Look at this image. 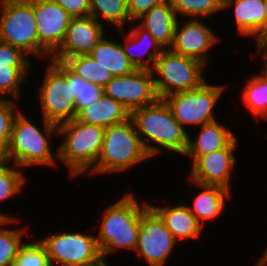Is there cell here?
I'll return each mask as SVG.
<instances>
[{"mask_svg": "<svg viewBox=\"0 0 267 266\" xmlns=\"http://www.w3.org/2000/svg\"><path fill=\"white\" fill-rule=\"evenodd\" d=\"M130 118L150 158L160 154L163 149L184 155L189 133L174 118L163 99L133 110Z\"/></svg>", "mask_w": 267, "mask_h": 266, "instance_id": "obj_1", "label": "cell"}, {"mask_svg": "<svg viewBox=\"0 0 267 266\" xmlns=\"http://www.w3.org/2000/svg\"><path fill=\"white\" fill-rule=\"evenodd\" d=\"M148 206V202L143 201L142 204L127 193L105 208L100 220V231L96 235L103 260L118 251V248L132 251L136 249L141 215Z\"/></svg>", "mask_w": 267, "mask_h": 266, "instance_id": "obj_2", "label": "cell"}, {"mask_svg": "<svg viewBox=\"0 0 267 266\" xmlns=\"http://www.w3.org/2000/svg\"><path fill=\"white\" fill-rule=\"evenodd\" d=\"M43 120V130L19 111L15 117L11 137L7 144V161L23 167L53 166L58 160V150L51 152V138L58 134V125ZM55 133V134H54ZM53 135V136H52Z\"/></svg>", "mask_w": 267, "mask_h": 266, "instance_id": "obj_3", "label": "cell"}, {"mask_svg": "<svg viewBox=\"0 0 267 266\" xmlns=\"http://www.w3.org/2000/svg\"><path fill=\"white\" fill-rule=\"evenodd\" d=\"M104 133V127L86 124L76 119L58 124L57 136L63 138V142L57 148L58 161L67 166L70 177L82 176L96 165Z\"/></svg>", "mask_w": 267, "mask_h": 266, "instance_id": "obj_4", "label": "cell"}, {"mask_svg": "<svg viewBox=\"0 0 267 266\" xmlns=\"http://www.w3.org/2000/svg\"><path fill=\"white\" fill-rule=\"evenodd\" d=\"M150 159L131 118L105 128L102 148L96 165L87 173L99 175L122 173Z\"/></svg>", "mask_w": 267, "mask_h": 266, "instance_id": "obj_5", "label": "cell"}, {"mask_svg": "<svg viewBox=\"0 0 267 266\" xmlns=\"http://www.w3.org/2000/svg\"><path fill=\"white\" fill-rule=\"evenodd\" d=\"M206 67L194 58L165 49L151 70L158 98L198 88L206 81L203 72Z\"/></svg>", "mask_w": 267, "mask_h": 266, "instance_id": "obj_6", "label": "cell"}, {"mask_svg": "<svg viewBox=\"0 0 267 266\" xmlns=\"http://www.w3.org/2000/svg\"><path fill=\"white\" fill-rule=\"evenodd\" d=\"M0 40L39 58L32 0H0Z\"/></svg>", "mask_w": 267, "mask_h": 266, "instance_id": "obj_7", "label": "cell"}, {"mask_svg": "<svg viewBox=\"0 0 267 266\" xmlns=\"http://www.w3.org/2000/svg\"><path fill=\"white\" fill-rule=\"evenodd\" d=\"M226 88L204 82L196 89L171 94L163 100L169 106L174 118L186 130L185 126H202L217 118L214 109Z\"/></svg>", "mask_w": 267, "mask_h": 266, "instance_id": "obj_8", "label": "cell"}, {"mask_svg": "<svg viewBox=\"0 0 267 266\" xmlns=\"http://www.w3.org/2000/svg\"><path fill=\"white\" fill-rule=\"evenodd\" d=\"M40 241L46 248L50 266H94L103 260L96 235L62 231Z\"/></svg>", "mask_w": 267, "mask_h": 266, "instance_id": "obj_9", "label": "cell"}, {"mask_svg": "<svg viewBox=\"0 0 267 266\" xmlns=\"http://www.w3.org/2000/svg\"><path fill=\"white\" fill-rule=\"evenodd\" d=\"M42 82L38 95L42 118L57 125L75 119V96L67 77L51 61Z\"/></svg>", "mask_w": 267, "mask_h": 266, "instance_id": "obj_10", "label": "cell"}, {"mask_svg": "<svg viewBox=\"0 0 267 266\" xmlns=\"http://www.w3.org/2000/svg\"><path fill=\"white\" fill-rule=\"evenodd\" d=\"M176 244L162 218L149 205L141 215L136 255L150 266H165Z\"/></svg>", "mask_w": 267, "mask_h": 266, "instance_id": "obj_11", "label": "cell"}, {"mask_svg": "<svg viewBox=\"0 0 267 266\" xmlns=\"http://www.w3.org/2000/svg\"><path fill=\"white\" fill-rule=\"evenodd\" d=\"M103 93L120 102L131 113L133 110L154 104L159 98L151 70L136 69L132 73L113 77Z\"/></svg>", "mask_w": 267, "mask_h": 266, "instance_id": "obj_12", "label": "cell"}, {"mask_svg": "<svg viewBox=\"0 0 267 266\" xmlns=\"http://www.w3.org/2000/svg\"><path fill=\"white\" fill-rule=\"evenodd\" d=\"M39 38V59L47 58L61 46L72 18L53 0H32Z\"/></svg>", "mask_w": 267, "mask_h": 266, "instance_id": "obj_13", "label": "cell"}, {"mask_svg": "<svg viewBox=\"0 0 267 266\" xmlns=\"http://www.w3.org/2000/svg\"><path fill=\"white\" fill-rule=\"evenodd\" d=\"M237 138L225 148L199 156L192 164L189 180L202 185L219 186L230 191L236 164Z\"/></svg>", "mask_w": 267, "mask_h": 266, "instance_id": "obj_14", "label": "cell"}, {"mask_svg": "<svg viewBox=\"0 0 267 266\" xmlns=\"http://www.w3.org/2000/svg\"><path fill=\"white\" fill-rule=\"evenodd\" d=\"M105 33L104 25L90 15L72 17L61 46L50 60L64 62L69 57L89 54Z\"/></svg>", "mask_w": 267, "mask_h": 266, "instance_id": "obj_15", "label": "cell"}, {"mask_svg": "<svg viewBox=\"0 0 267 266\" xmlns=\"http://www.w3.org/2000/svg\"><path fill=\"white\" fill-rule=\"evenodd\" d=\"M201 20L190 18L182 26L178 19L173 42L169 49L174 53L194 58L206 65L209 56L207 53L220 39L215 34L216 32L204 24L203 21L200 22Z\"/></svg>", "mask_w": 267, "mask_h": 266, "instance_id": "obj_16", "label": "cell"}, {"mask_svg": "<svg viewBox=\"0 0 267 266\" xmlns=\"http://www.w3.org/2000/svg\"><path fill=\"white\" fill-rule=\"evenodd\" d=\"M130 28L129 33L124 32L126 29L117 30L124 41V44H122L124 53L135 69L152 70L157 57L165 50L164 47L139 24L134 27L130 26ZM136 47L138 49L142 48V51L139 50L141 51L139 52ZM152 48L153 50H151Z\"/></svg>", "mask_w": 267, "mask_h": 266, "instance_id": "obj_17", "label": "cell"}, {"mask_svg": "<svg viewBox=\"0 0 267 266\" xmlns=\"http://www.w3.org/2000/svg\"><path fill=\"white\" fill-rule=\"evenodd\" d=\"M264 5V0H223L222 7L223 10L233 8L237 33L254 37L257 42L264 35Z\"/></svg>", "mask_w": 267, "mask_h": 266, "instance_id": "obj_18", "label": "cell"}, {"mask_svg": "<svg viewBox=\"0 0 267 266\" xmlns=\"http://www.w3.org/2000/svg\"><path fill=\"white\" fill-rule=\"evenodd\" d=\"M178 204V206L149 205L159 214L166 228L177 242L184 239H197L196 237H199L203 231V226L190 211L184 200L181 199Z\"/></svg>", "mask_w": 267, "mask_h": 266, "instance_id": "obj_19", "label": "cell"}, {"mask_svg": "<svg viewBox=\"0 0 267 266\" xmlns=\"http://www.w3.org/2000/svg\"><path fill=\"white\" fill-rule=\"evenodd\" d=\"M236 138L229 128L221 125L217 120L203 124L194 140L188 135L187 149L183 156L192 158V164L201 155L228 147Z\"/></svg>", "mask_w": 267, "mask_h": 266, "instance_id": "obj_20", "label": "cell"}, {"mask_svg": "<svg viewBox=\"0 0 267 266\" xmlns=\"http://www.w3.org/2000/svg\"><path fill=\"white\" fill-rule=\"evenodd\" d=\"M178 19L171 1H168L151 8L136 23L147 30L164 49H169Z\"/></svg>", "mask_w": 267, "mask_h": 266, "instance_id": "obj_21", "label": "cell"}, {"mask_svg": "<svg viewBox=\"0 0 267 266\" xmlns=\"http://www.w3.org/2000/svg\"><path fill=\"white\" fill-rule=\"evenodd\" d=\"M129 118V111L120 102L102 93L96 101L81 109L75 119L106 128L122 123Z\"/></svg>", "mask_w": 267, "mask_h": 266, "instance_id": "obj_22", "label": "cell"}, {"mask_svg": "<svg viewBox=\"0 0 267 266\" xmlns=\"http://www.w3.org/2000/svg\"><path fill=\"white\" fill-rule=\"evenodd\" d=\"M189 181L198 186L201 192L192 200L193 205L188 207L199 223L204 227L205 220L208 221L212 219L213 221L214 218L221 215L222 211L225 209L226 198L229 199L231 197V191L219 186L202 185L194 183L191 180Z\"/></svg>", "mask_w": 267, "mask_h": 266, "instance_id": "obj_23", "label": "cell"}, {"mask_svg": "<svg viewBox=\"0 0 267 266\" xmlns=\"http://www.w3.org/2000/svg\"><path fill=\"white\" fill-rule=\"evenodd\" d=\"M104 35L98 44L89 53L90 56L114 77L132 73L135 67L124 53L122 43L109 40Z\"/></svg>", "mask_w": 267, "mask_h": 266, "instance_id": "obj_24", "label": "cell"}, {"mask_svg": "<svg viewBox=\"0 0 267 266\" xmlns=\"http://www.w3.org/2000/svg\"><path fill=\"white\" fill-rule=\"evenodd\" d=\"M90 16L101 24L106 21L113 25L115 30L125 29L128 22L133 23L127 0H90Z\"/></svg>", "mask_w": 267, "mask_h": 266, "instance_id": "obj_25", "label": "cell"}, {"mask_svg": "<svg viewBox=\"0 0 267 266\" xmlns=\"http://www.w3.org/2000/svg\"><path fill=\"white\" fill-rule=\"evenodd\" d=\"M51 61L66 77L72 93L75 96L76 112L96 101L103 93V89L74 73L64 62Z\"/></svg>", "mask_w": 267, "mask_h": 266, "instance_id": "obj_26", "label": "cell"}, {"mask_svg": "<svg viewBox=\"0 0 267 266\" xmlns=\"http://www.w3.org/2000/svg\"><path fill=\"white\" fill-rule=\"evenodd\" d=\"M247 81L242 92L243 104L256 119L267 121V77L255 73Z\"/></svg>", "mask_w": 267, "mask_h": 266, "instance_id": "obj_27", "label": "cell"}, {"mask_svg": "<svg viewBox=\"0 0 267 266\" xmlns=\"http://www.w3.org/2000/svg\"><path fill=\"white\" fill-rule=\"evenodd\" d=\"M64 63L81 78L102 89L114 77L110 71L100 66L89 54L69 57Z\"/></svg>", "mask_w": 267, "mask_h": 266, "instance_id": "obj_28", "label": "cell"}, {"mask_svg": "<svg viewBox=\"0 0 267 266\" xmlns=\"http://www.w3.org/2000/svg\"><path fill=\"white\" fill-rule=\"evenodd\" d=\"M21 222L17 217L15 219H7L0 225V266H12L17 257L21 245L24 243V235H28L27 228L14 230L8 224L15 225Z\"/></svg>", "mask_w": 267, "mask_h": 266, "instance_id": "obj_29", "label": "cell"}, {"mask_svg": "<svg viewBox=\"0 0 267 266\" xmlns=\"http://www.w3.org/2000/svg\"><path fill=\"white\" fill-rule=\"evenodd\" d=\"M177 17L208 18L223 12V0H170Z\"/></svg>", "mask_w": 267, "mask_h": 266, "instance_id": "obj_30", "label": "cell"}, {"mask_svg": "<svg viewBox=\"0 0 267 266\" xmlns=\"http://www.w3.org/2000/svg\"><path fill=\"white\" fill-rule=\"evenodd\" d=\"M30 69L31 66L0 67V99L11 97L18 101L21 97V86L28 78Z\"/></svg>", "mask_w": 267, "mask_h": 266, "instance_id": "obj_31", "label": "cell"}, {"mask_svg": "<svg viewBox=\"0 0 267 266\" xmlns=\"http://www.w3.org/2000/svg\"><path fill=\"white\" fill-rule=\"evenodd\" d=\"M10 161L0 162V204L7 199L20 194L26 184V176L23 170L19 169Z\"/></svg>", "mask_w": 267, "mask_h": 266, "instance_id": "obj_32", "label": "cell"}, {"mask_svg": "<svg viewBox=\"0 0 267 266\" xmlns=\"http://www.w3.org/2000/svg\"><path fill=\"white\" fill-rule=\"evenodd\" d=\"M12 266H50L46 248L40 239L23 243Z\"/></svg>", "mask_w": 267, "mask_h": 266, "instance_id": "obj_33", "label": "cell"}, {"mask_svg": "<svg viewBox=\"0 0 267 266\" xmlns=\"http://www.w3.org/2000/svg\"><path fill=\"white\" fill-rule=\"evenodd\" d=\"M18 102L13 99H0V138L8 144L15 117L19 113Z\"/></svg>", "mask_w": 267, "mask_h": 266, "instance_id": "obj_34", "label": "cell"}, {"mask_svg": "<svg viewBox=\"0 0 267 266\" xmlns=\"http://www.w3.org/2000/svg\"><path fill=\"white\" fill-rule=\"evenodd\" d=\"M27 56L22 49L0 40V67L30 66L31 59Z\"/></svg>", "mask_w": 267, "mask_h": 266, "instance_id": "obj_35", "label": "cell"}, {"mask_svg": "<svg viewBox=\"0 0 267 266\" xmlns=\"http://www.w3.org/2000/svg\"><path fill=\"white\" fill-rule=\"evenodd\" d=\"M72 17L90 15V0H53Z\"/></svg>", "mask_w": 267, "mask_h": 266, "instance_id": "obj_36", "label": "cell"}, {"mask_svg": "<svg viewBox=\"0 0 267 266\" xmlns=\"http://www.w3.org/2000/svg\"><path fill=\"white\" fill-rule=\"evenodd\" d=\"M130 19L135 22L143 14L148 12L154 6L163 4L170 0H127Z\"/></svg>", "mask_w": 267, "mask_h": 266, "instance_id": "obj_37", "label": "cell"}, {"mask_svg": "<svg viewBox=\"0 0 267 266\" xmlns=\"http://www.w3.org/2000/svg\"><path fill=\"white\" fill-rule=\"evenodd\" d=\"M255 55H259L262 60L267 61V33L264 34L256 42V52Z\"/></svg>", "mask_w": 267, "mask_h": 266, "instance_id": "obj_38", "label": "cell"}, {"mask_svg": "<svg viewBox=\"0 0 267 266\" xmlns=\"http://www.w3.org/2000/svg\"><path fill=\"white\" fill-rule=\"evenodd\" d=\"M7 144L0 138V162L7 161Z\"/></svg>", "mask_w": 267, "mask_h": 266, "instance_id": "obj_39", "label": "cell"}, {"mask_svg": "<svg viewBox=\"0 0 267 266\" xmlns=\"http://www.w3.org/2000/svg\"><path fill=\"white\" fill-rule=\"evenodd\" d=\"M257 266H267V247L261 257L256 262Z\"/></svg>", "mask_w": 267, "mask_h": 266, "instance_id": "obj_40", "label": "cell"}, {"mask_svg": "<svg viewBox=\"0 0 267 266\" xmlns=\"http://www.w3.org/2000/svg\"><path fill=\"white\" fill-rule=\"evenodd\" d=\"M11 216V217H10ZM6 215V214H4V213H2V212H0V225L4 222V221H6L7 219H15V217H13L12 215Z\"/></svg>", "mask_w": 267, "mask_h": 266, "instance_id": "obj_41", "label": "cell"}, {"mask_svg": "<svg viewBox=\"0 0 267 266\" xmlns=\"http://www.w3.org/2000/svg\"><path fill=\"white\" fill-rule=\"evenodd\" d=\"M265 2V19H264V34L267 33V0H264Z\"/></svg>", "mask_w": 267, "mask_h": 266, "instance_id": "obj_42", "label": "cell"}, {"mask_svg": "<svg viewBox=\"0 0 267 266\" xmlns=\"http://www.w3.org/2000/svg\"><path fill=\"white\" fill-rule=\"evenodd\" d=\"M264 65H263V70H262V73L267 77V61H264Z\"/></svg>", "mask_w": 267, "mask_h": 266, "instance_id": "obj_43", "label": "cell"}, {"mask_svg": "<svg viewBox=\"0 0 267 266\" xmlns=\"http://www.w3.org/2000/svg\"><path fill=\"white\" fill-rule=\"evenodd\" d=\"M94 266H109L107 263V260H102L100 263L94 265Z\"/></svg>", "mask_w": 267, "mask_h": 266, "instance_id": "obj_44", "label": "cell"}]
</instances>
